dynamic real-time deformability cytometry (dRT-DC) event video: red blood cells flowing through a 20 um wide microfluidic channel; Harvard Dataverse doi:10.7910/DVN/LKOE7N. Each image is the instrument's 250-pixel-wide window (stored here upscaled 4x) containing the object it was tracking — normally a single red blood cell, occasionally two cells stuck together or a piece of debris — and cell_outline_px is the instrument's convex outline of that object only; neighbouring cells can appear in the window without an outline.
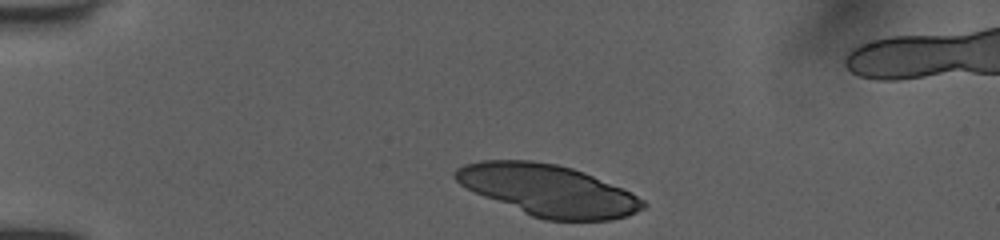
{"species": "human", "species_latin": "Homo sapiens", "temperature_condition": "room temperature", "stored_images_in_passage": 40, "segment_of_instrument_passage": [1, 2], "camera_frame_rate_fps": 3000, "um_per_image_px": 0.085, "donor": {"sex": "female"}, "frame": {"image": 1, "passage_image": 1, "time_ms": 0.0, "image_size_px": [1000, 240], "cell_outline_px": [[648, 204], [644, 208], [628, 216], [612, 220], [544, 220], [532, 216], [484, 196], [460, 184], [452, 176], [452, 172], [456, 168], [464, 164], [480, 160], [532, 160], [556, 164], [572, 168], [584, 172], [632, 192], [644, 200]], "centroid_in_image_um": [46.61, 16.17], "position_along_channel_um": 38.4, "area_um2": 56.12}}